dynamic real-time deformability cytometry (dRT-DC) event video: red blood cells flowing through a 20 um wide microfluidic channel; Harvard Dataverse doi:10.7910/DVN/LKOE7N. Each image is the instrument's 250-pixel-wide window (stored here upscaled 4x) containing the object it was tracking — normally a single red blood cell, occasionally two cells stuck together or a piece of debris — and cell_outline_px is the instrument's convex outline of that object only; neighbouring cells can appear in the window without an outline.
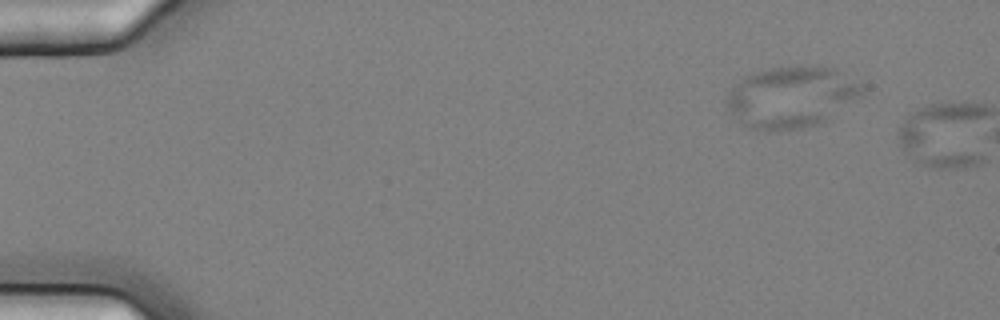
{"species": "common noctule bat (a hibernating species)", "species_latin": "Nyctalus noctula", "temperature_condition": "cold", "stored_images_in_passage": 2, "camera_frame_rate_fps": 3000, "um_per_image_px": 0.085, "animal": {"sex": "female", "body_mass_g": 25.1}, "frame": {"image": 1, "passage_image": 1, "time_ms": 0.0, "image_size_px": [1000, 320], "cell_outline_px": [[864, 92], [860, 96], [820, 124], [800, 128], [776, 132], [768, 132], [752, 128], [740, 120], [724, 104], [724, 100], [728, 92], [744, 76], [768, 68], [800, 64], [816, 64], [836, 68], [864, 84]], "centroid_in_image_um": [67.3, 8.21], "position_along_channel_um": 17.7, "area_um2": 49.07}}